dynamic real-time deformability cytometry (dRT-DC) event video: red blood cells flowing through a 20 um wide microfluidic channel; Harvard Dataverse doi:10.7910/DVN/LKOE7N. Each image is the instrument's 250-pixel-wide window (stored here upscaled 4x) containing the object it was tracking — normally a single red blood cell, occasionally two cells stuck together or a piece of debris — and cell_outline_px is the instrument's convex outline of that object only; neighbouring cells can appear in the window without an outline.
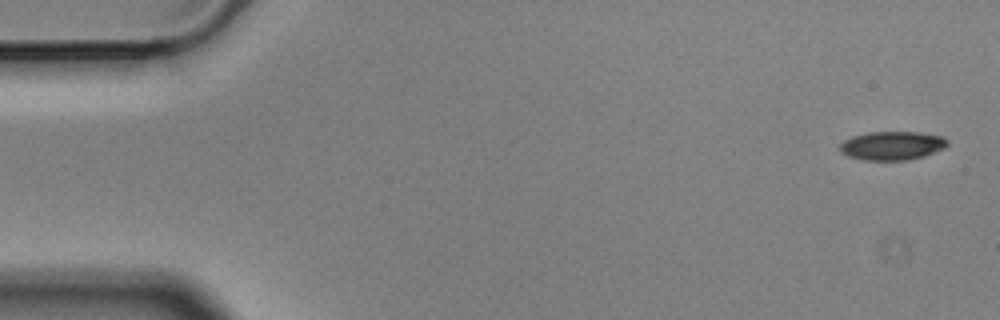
{"species": "Egyptian fruit bat (a non-hibernating species)", "species_latin": "Rousettus aegyptiacus", "temperature_condition": "cold", "stored_images_in_passage": 1, "camera_frame_rate_fps": 3000, "um_per_image_px": 0.085, "animal": {"sex": "male"}, "frame": {"image": 1, "passage_image": 1, "time_ms": 0.0, "image_size_px": [1000, 320], "cell_outline_px": [[948, 144], [944, 148], [924, 156], [908, 160], [864, 160], [848, 156], [840, 152], [840, 144], [844, 140], [852, 136], [868, 132], [920, 132], [940, 136], [948, 140]], "centroid_in_image_um": [75.81, 12.38], "position_along_channel_um": 9.2, "area_um2": 17.98}}